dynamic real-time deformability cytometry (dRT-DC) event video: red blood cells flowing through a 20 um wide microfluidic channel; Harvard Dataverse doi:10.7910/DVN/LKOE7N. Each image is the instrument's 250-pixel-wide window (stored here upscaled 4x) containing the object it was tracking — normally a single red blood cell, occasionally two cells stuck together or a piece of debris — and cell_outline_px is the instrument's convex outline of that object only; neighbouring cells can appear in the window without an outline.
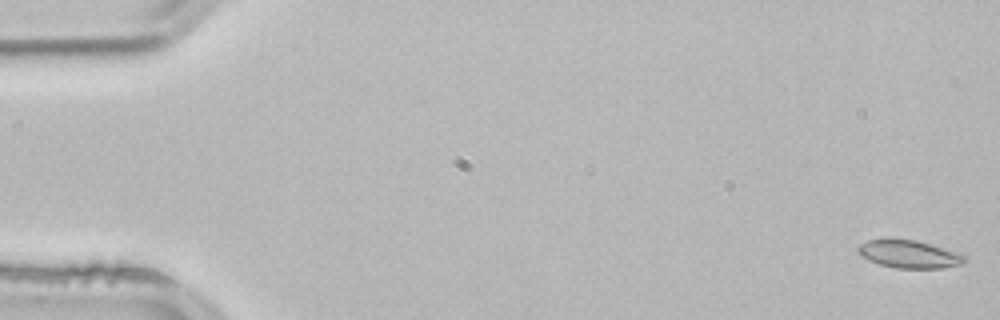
{"species": "common noctule bat (a hibernating species)", "species_latin": "Nyctalus noctula", "temperature_condition": "room temperature", "stored_images_in_passage": 4, "camera_frame_rate_fps": 3000, "um_per_image_px": 0.085, "animal": {"sex": "male", "body_mass_g": 21.5, "forearm_length_mm": 52.0}, "frame": {"image": 1, "passage_image": 1, "time_ms": 0.0, "image_size_px": [1000, 320], "cell_outline_px": [[968, 260], [964, 264], [944, 268], [896, 268], [880, 264], [868, 260], [860, 256], [856, 252], [856, 248], [860, 244], [868, 240], [916, 240], [964, 256]], "centroid_in_image_um": [77.22, 21.63], "position_along_channel_um": 7.8, "area_um2": 16.88}}